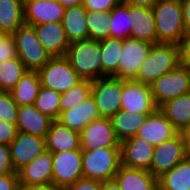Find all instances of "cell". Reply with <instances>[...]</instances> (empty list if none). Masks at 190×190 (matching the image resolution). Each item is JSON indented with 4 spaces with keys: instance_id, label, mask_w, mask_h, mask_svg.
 I'll list each match as a JSON object with an SVG mask.
<instances>
[{
    "instance_id": "8992f818",
    "label": "cell",
    "mask_w": 190,
    "mask_h": 190,
    "mask_svg": "<svg viewBox=\"0 0 190 190\" xmlns=\"http://www.w3.org/2000/svg\"><path fill=\"white\" fill-rule=\"evenodd\" d=\"M150 87L154 103L159 108L167 101L190 92L189 69L182 63L175 70L156 79Z\"/></svg>"
},
{
    "instance_id": "9c48e42d",
    "label": "cell",
    "mask_w": 190,
    "mask_h": 190,
    "mask_svg": "<svg viewBox=\"0 0 190 190\" xmlns=\"http://www.w3.org/2000/svg\"><path fill=\"white\" fill-rule=\"evenodd\" d=\"M52 182L61 188H68L83 177L82 150L52 153Z\"/></svg>"
},
{
    "instance_id": "e575fe53",
    "label": "cell",
    "mask_w": 190,
    "mask_h": 190,
    "mask_svg": "<svg viewBox=\"0 0 190 190\" xmlns=\"http://www.w3.org/2000/svg\"><path fill=\"white\" fill-rule=\"evenodd\" d=\"M61 96L62 94L57 91L41 86L33 105L42 114L47 115L53 120H58L60 116Z\"/></svg>"
},
{
    "instance_id": "c3c4849f",
    "label": "cell",
    "mask_w": 190,
    "mask_h": 190,
    "mask_svg": "<svg viewBox=\"0 0 190 190\" xmlns=\"http://www.w3.org/2000/svg\"><path fill=\"white\" fill-rule=\"evenodd\" d=\"M158 0H122L126 4L143 7V8H152Z\"/></svg>"
},
{
    "instance_id": "bcb514c9",
    "label": "cell",
    "mask_w": 190,
    "mask_h": 190,
    "mask_svg": "<svg viewBox=\"0 0 190 190\" xmlns=\"http://www.w3.org/2000/svg\"><path fill=\"white\" fill-rule=\"evenodd\" d=\"M185 33L190 31V0H181Z\"/></svg>"
},
{
    "instance_id": "2e32d148",
    "label": "cell",
    "mask_w": 190,
    "mask_h": 190,
    "mask_svg": "<svg viewBox=\"0 0 190 190\" xmlns=\"http://www.w3.org/2000/svg\"><path fill=\"white\" fill-rule=\"evenodd\" d=\"M40 43L51 58L64 57L70 45L62 22L33 25Z\"/></svg>"
},
{
    "instance_id": "f5cc1de1",
    "label": "cell",
    "mask_w": 190,
    "mask_h": 190,
    "mask_svg": "<svg viewBox=\"0 0 190 190\" xmlns=\"http://www.w3.org/2000/svg\"><path fill=\"white\" fill-rule=\"evenodd\" d=\"M183 64H185V65L188 67V69H189V74H190V63H183Z\"/></svg>"
},
{
    "instance_id": "ab89813d",
    "label": "cell",
    "mask_w": 190,
    "mask_h": 190,
    "mask_svg": "<svg viewBox=\"0 0 190 190\" xmlns=\"http://www.w3.org/2000/svg\"><path fill=\"white\" fill-rule=\"evenodd\" d=\"M17 134L18 129L16 124L0 120V144L9 146Z\"/></svg>"
},
{
    "instance_id": "7402d4cb",
    "label": "cell",
    "mask_w": 190,
    "mask_h": 190,
    "mask_svg": "<svg viewBox=\"0 0 190 190\" xmlns=\"http://www.w3.org/2000/svg\"><path fill=\"white\" fill-rule=\"evenodd\" d=\"M99 118L101 117L95 101L90 96L77 107L61 112L58 121L80 133L91 121Z\"/></svg>"
},
{
    "instance_id": "7a4b0ae2",
    "label": "cell",
    "mask_w": 190,
    "mask_h": 190,
    "mask_svg": "<svg viewBox=\"0 0 190 190\" xmlns=\"http://www.w3.org/2000/svg\"><path fill=\"white\" fill-rule=\"evenodd\" d=\"M152 11L157 43L181 45L185 34L181 0H158Z\"/></svg>"
},
{
    "instance_id": "ffe728a7",
    "label": "cell",
    "mask_w": 190,
    "mask_h": 190,
    "mask_svg": "<svg viewBox=\"0 0 190 190\" xmlns=\"http://www.w3.org/2000/svg\"><path fill=\"white\" fill-rule=\"evenodd\" d=\"M81 149L80 133L53 120L46 136V150L51 153Z\"/></svg>"
},
{
    "instance_id": "db71d44e",
    "label": "cell",
    "mask_w": 190,
    "mask_h": 190,
    "mask_svg": "<svg viewBox=\"0 0 190 190\" xmlns=\"http://www.w3.org/2000/svg\"><path fill=\"white\" fill-rule=\"evenodd\" d=\"M4 35V33L0 29V38Z\"/></svg>"
},
{
    "instance_id": "4dcf8cb0",
    "label": "cell",
    "mask_w": 190,
    "mask_h": 190,
    "mask_svg": "<svg viewBox=\"0 0 190 190\" xmlns=\"http://www.w3.org/2000/svg\"><path fill=\"white\" fill-rule=\"evenodd\" d=\"M110 38L125 40L132 33V5L120 2L110 11Z\"/></svg>"
},
{
    "instance_id": "7dc6e473",
    "label": "cell",
    "mask_w": 190,
    "mask_h": 190,
    "mask_svg": "<svg viewBox=\"0 0 190 190\" xmlns=\"http://www.w3.org/2000/svg\"><path fill=\"white\" fill-rule=\"evenodd\" d=\"M178 133L185 145L187 155L190 156V124L183 126Z\"/></svg>"
},
{
    "instance_id": "7c38bea8",
    "label": "cell",
    "mask_w": 190,
    "mask_h": 190,
    "mask_svg": "<svg viewBox=\"0 0 190 190\" xmlns=\"http://www.w3.org/2000/svg\"><path fill=\"white\" fill-rule=\"evenodd\" d=\"M81 150H94L103 147H120L110 118L91 121L80 132Z\"/></svg>"
},
{
    "instance_id": "8d00e7d4",
    "label": "cell",
    "mask_w": 190,
    "mask_h": 190,
    "mask_svg": "<svg viewBox=\"0 0 190 190\" xmlns=\"http://www.w3.org/2000/svg\"><path fill=\"white\" fill-rule=\"evenodd\" d=\"M19 106L14 102L10 92H0V120L17 123Z\"/></svg>"
},
{
    "instance_id": "484cf974",
    "label": "cell",
    "mask_w": 190,
    "mask_h": 190,
    "mask_svg": "<svg viewBox=\"0 0 190 190\" xmlns=\"http://www.w3.org/2000/svg\"><path fill=\"white\" fill-rule=\"evenodd\" d=\"M40 87L41 81L38 71L27 70L10 91V94L18 106L33 105Z\"/></svg>"
},
{
    "instance_id": "d6a6232c",
    "label": "cell",
    "mask_w": 190,
    "mask_h": 190,
    "mask_svg": "<svg viewBox=\"0 0 190 190\" xmlns=\"http://www.w3.org/2000/svg\"><path fill=\"white\" fill-rule=\"evenodd\" d=\"M28 69L18 57L0 63V89L10 92Z\"/></svg>"
},
{
    "instance_id": "f907efd6",
    "label": "cell",
    "mask_w": 190,
    "mask_h": 190,
    "mask_svg": "<svg viewBox=\"0 0 190 190\" xmlns=\"http://www.w3.org/2000/svg\"><path fill=\"white\" fill-rule=\"evenodd\" d=\"M56 1L66 8L71 6L82 5L84 0H56Z\"/></svg>"
},
{
    "instance_id": "f6af8a7d",
    "label": "cell",
    "mask_w": 190,
    "mask_h": 190,
    "mask_svg": "<svg viewBox=\"0 0 190 190\" xmlns=\"http://www.w3.org/2000/svg\"><path fill=\"white\" fill-rule=\"evenodd\" d=\"M61 187H58L56 184H34V185H20L19 190H60Z\"/></svg>"
},
{
    "instance_id": "4316f807",
    "label": "cell",
    "mask_w": 190,
    "mask_h": 190,
    "mask_svg": "<svg viewBox=\"0 0 190 190\" xmlns=\"http://www.w3.org/2000/svg\"><path fill=\"white\" fill-rule=\"evenodd\" d=\"M159 190H190V156L158 178Z\"/></svg>"
},
{
    "instance_id": "8fae6325",
    "label": "cell",
    "mask_w": 190,
    "mask_h": 190,
    "mask_svg": "<svg viewBox=\"0 0 190 190\" xmlns=\"http://www.w3.org/2000/svg\"><path fill=\"white\" fill-rule=\"evenodd\" d=\"M121 96V110L151 114L157 109L152 97L151 87L148 84L123 79Z\"/></svg>"
},
{
    "instance_id": "681fc988",
    "label": "cell",
    "mask_w": 190,
    "mask_h": 190,
    "mask_svg": "<svg viewBox=\"0 0 190 190\" xmlns=\"http://www.w3.org/2000/svg\"><path fill=\"white\" fill-rule=\"evenodd\" d=\"M101 190H122L115 179L102 182Z\"/></svg>"
},
{
    "instance_id": "4fadbf2b",
    "label": "cell",
    "mask_w": 190,
    "mask_h": 190,
    "mask_svg": "<svg viewBox=\"0 0 190 190\" xmlns=\"http://www.w3.org/2000/svg\"><path fill=\"white\" fill-rule=\"evenodd\" d=\"M152 45V43L131 37L125 39L119 59L117 78L132 80L137 75L138 69L145 61Z\"/></svg>"
},
{
    "instance_id": "83f0119b",
    "label": "cell",
    "mask_w": 190,
    "mask_h": 190,
    "mask_svg": "<svg viewBox=\"0 0 190 190\" xmlns=\"http://www.w3.org/2000/svg\"><path fill=\"white\" fill-rule=\"evenodd\" d=\"M159 110L179 131L183 126L190 124V92L167 101Z\"/></svg>"
},
{
    "instance_id": "b9f144b4",
    "label": "cell",
    "mask_w": 190,
    "mask_h": 190,
    "mask_svg": "<svg viewBox=\"0 0 190 190\" xmlns=\"http://www.w3.org/2000/svg\"><path fill=\"white\" fill-rule=\"evenodd\" d=\"M102 182L94 179L80 178L68 187L69 190H101Z\"/></svg>"
},
{
    "instance_id": "ac0fdd59",
    "label": "cell",
    "mask_w": 190,
    "mask_h": 190,
    "mask_svg": "<svg viewBox=\"0 0 190 190\" xmlns=\"http://www.w3.org/2000/svg\"><path fill=\"white\" fill-rule=\"evenodd\" d=\"M52 153L45 150L32 162L17 171L19 185L52 183Z\"/></svg>"
},
{
    "instance_id": "9a60e30c",
    "label": "cell",
    "mask_w": 190,
    "mask_h": 190,
    "mask_svg": "<svg viewBox=\"0 0 190 190\" xmlns=\"http://www.w3.org/2000/svg\"><path fill=\"white\" fill-rule=\"evenodd\" d=\"M154 147L136 135L124 139L120 142L121 165L128 168L149 170Z\"/></svg>"
},
{
    "instance_id": "1f68e13d",
    "label": "cell",
    "mask_w": 190,
    "mask_h": 190,
    "mask_svg": "<svg viewBox=\"0 0 190 190\" xmlns=\"http://www.w3.org/2000/svg\"><path fill=\"white\" fill-rule=\"evenodd\" d=\"M122 39L107 38L100 41L102 77H116L119 59L123 51Z\"/></svg>"
},
{
    "instance_id": "74e56055",
    "label": "cell",
    "mask_w": 190,
    "mask_h": 190,
    "mask_svg": "<svg viewBox=\"0 0 190 190\" xmlns=\"http://www.w3.org/2000/svg\"><path fill=\"white\" fill-rule=\"evenodd\" d=\"M16 57V43L13 35L4 34L0 38V63Z\"/></svg>"
},
{
    "instance_id": "816d5d0a",
    "label": "cell",
    "mask_w": 190,
    "mask_h": 190,
    "mask_svg": "<svg viewBox=\"0 0 190 190\" xmlns=\"http://www.w3.org/2000/svg\"><path fill=\"white\" fill-rule=\"evenodd\" d=\"M32 1H35V0H21L23 6H25L27 3H30Z\"/></svg>"
},
{
    "instance_id": "60d3db41",
    "label": "cell",
    "mask_w": 190,
    "mask_h": 190,
    "mask_svg": "<svg viewBox=\"0 0 190 190\" xmlns=\"http://www.w3.org/2000/svg\"><path fill=\"white\" fill-rule=\"evenodd\" d=\"M15 173L11 162L10 147L0 144V175Z\"/></svg>"
},
{
    "instance_id": "cb8c5ba5",
    "label": "cell",
    "mask_w": 190,
    "mask_h": 190,
    "mask_svg": "<svg viewBox=\"0 0 190 190\" xmlns=\"http://www.w3.org/2000/svg\"><path fill=\"white\" fill-rule=\"evenodd\" d=\"M84 5L66 7L62 26L70 43L89 39Z\"/></svg>"
},
{
    "instance_id": "836d02e7",
    "label": "cell",
    "mask_w": 190,
    "mask_h": 190,
    "mask_svg": "<svg viewBox=\"0 0 190 190\" xmlns=\"http://www.w3.org/2000/svg\"><path fill=\"white\" fill-rule=\"evenodd\" d=\"M110 12L87 10L86 25L89 39L101 41L110 37Z\"/></svg>"
},
{
    "instance_id": "5b68a950",
    "label": "cell",
    "mask_w": 190,
    "mask_h": 190,
    "mask_svg": "<svg viewBox=\"0 0 190 190\" xmlns=\"http://www.w3.org/2000/svg\"><path fill=\"white\" fill-rule=\"evenodd\" d=\"M17 57L28 70L38 71L51 59L40 43L33 25L24 23L13 34Z\"/></svg>"
},
{
    "instance_id": "5bb4252c",
    "label": "cell",
    "mask_w": 190,
    "mask_h": 190,
    "mask_svg": "<svg viewBox=\"0 0 190 190\" xmlns=\"http://www.w3.org/2000/svg\"><path fill=\"white\" fill-rule=\"evenodd\" d=\"M9 147L11 162L15 172H17L46 150V138L18 132Z\"/></svg>"
},
{
    "instance_id": "603a6c76",
    "label": "cell",
    "mask_w": 190,
    "mask_h": 190,
    "mask_svg": "<svg viewBox=\"0 0 190 190\" xmlns=\"http://www.w3.org/2000/svg\"><path fill=\"white\" fill-rule=\"evenodd\" d=\"M114 179L122 190H158V178L149 170L121 165Z\"/></svg>"
},
{
    "instance_id": "f35d334b",
    "label": "cell",
    "mask_w": 190,
    "mask_h": 190,
    "mask_svg": "<svg viewBox=\"0 0 190 190\" xmlns=\"http://www.w3.org/2000/svg\"><path fill=\"white\" fill-rule=\"evenodd\" d=\"M122 0H84L83 5L89 11L110 12Z\"/></svg>"
},
{
    "instance_id": "3957f363",
    "label": "cell",
    "mask_w": 190,
    "mask_h": 190,
    "mask_svg": "<svg viewBox=\"0 0 190 190\" xmlns=\"http://www.w3.org/2000/svg\"><path fill=\"white\" fill-rule=\"evenodd\" d=\"M82 80L102 77L100 41L86 39L70 43L64 56Z\"/></svg>"
},
{
    "instance_id": "d4e9b609",
    "label": "cell",
    "mask_w": 190,
    "mask_h": 190,
    "mask_svg": "<svg viewBox=\"0 0 190 190\" xmlns=\"http://www.w3.org/2000/svg\"><path fill=\"white\" fill-rule=\"evenodd\" d=\"M131 38L156 44L157 35L152 8L132 6Z\"/></svg>"
},
{
    "instance_id": "6da1fadb",
    "label": "cell",
    "mask_w": 190,
    "mask_h": 190,
    "mask_svg": "<svg viewBox=\"0 0 190 190\" xmlns=\"http://www.w3.org/2000/svg\"><path fill=\"white\" fill-rule=\"evenodd\" d=\"M180 64H182L180 45L156 43L150 48L145 61L132 80L151 85L156 79L175 70Z\"/></svg>"
},
{
    "instance_id": "277c9868",
    "label": "cell",
    "mask_w": 190,
    "mask_h": 190,
    "mask_svg": "<svg viewBox=\"0 0 190 190\" xmlns=\"http://www.w3.org/2000/svg\"><path fill=\"white\" fill-rule=\"evenodd\" d=\"M121 166L120 147L82 150L83 177L101 182L115 178Z\"/></svg>"
},
{
    "instance_id": "7bdbcfd3",
    "label": "cell",
    "mask_w": 190,
    "mask_h": 190,
    "mask_svg": "<svg viewBox=\"0 0 190 190\" xmlns=\"http://www.w3.org/2000/svg\"><path fill=\"white\" fill-rule=\"evenodd\" d=\"M17 172L0 175V190H19Z\"/></svg>"
},
{
    "instance_id": "11a10c76",
    "label": "cell",
    "mask_w": 190,
    "mask_h": 190,
    "mask_svg": "<svg viewBox=\"0 0 190 190\" xmlns=\"http://www.w3.org/2000/svg\"><path fill=\"white\" fill-rule=\"evenodd\" d=\"M60 190H69L68 188H61Z\"/></svg>"
},
{
    "instance_id": "d590c367",
    "label": "cell",
    "mask_w": 190,
    "mask_h": 190,
    "mask_svg": "<svg viewBox=\"0 0 190 190\" xmlns=\"http://www.w3.org/2000/svg\"><path fill=\"white\" fill-rule=\"evenodd\" d=\"M92 81L81 80L70 90L64 92L60 100V113L77 107L91 96Z\"/></svg>"
},
{
    "instance_id": "e0dca14e",
    "label": "cell",
    "mask_w": 190,
    "mask_h": 190,
    "mask_svg": "<svg viewBox=\"0 0 190 190\" xmlns=\"http://www.w3.org/2000/svg\"><path fill=\"white\" fill-rule=\"evenodd\" d=\"M177 133L178 130L157 108L147 116L136 136L156 146L174 137Z\"/></svg>"
},
{
    "instance_id": "d6986e66",
    "label": "cell",
    "mask_w": 190,
    "mask_h": 190,
    "mask_svg": "<svg viewBox=\"0 0 190 190\" xmlns=\"http://www.w3.org/2000/svg\"><path fill=\"white\" fill-rule=\"evenodd\" d=\"M65 7L56 0H35L24 6V22L39 25L49 22H62Z\"/></svg>"
},
{
    "instance_id": "ba28073f",
    "label": "cell",
    "mask_w": 190,
    "mask_h": 190,
    "mask_svg": "<svg viewBox=\"0 0 190 190\" xmlns=\"http://www.w3.org/2000/svg\"><path fill=\"white\" fill-rule=\"evenodd\" d=\"M38 74L42 87L60 94L70 90L82 80L65 57L51 58L44 67L38 70Z\"/></svg>"
},
{
    "instance_id": "f546056e",
    "label": "cell",
    "mask_w": 190,
    "mask_h": 190,
    "mask_svg": "<svg viewBox=\"0 0 190 190\" xmlns=\"http://www.w3.org/2000/svg\"><path fill=\"white\" fill-rule=\"evenodd\" d=\"M148 115L125 110L117 112L111 118L116 138L121 142L128 137L137 135Z\"/></svg>"
},
{
    "instance_id": "ee69618b",
    "label": "cell",
    "mask_w": 190,
    "mask_h": 190,
    "mask_svg": "<svg viewBox=\"0 0 190 190\" xmlns=\"http://www.w3.org/2000/svg\"><path fill=\"white\" fill-rule=\"evenodd\" d=\"M180 50L182 63H190V31L184 34Z\"/></svg>"
},
{
    "instance_id": "52a82bcc",
    "label": "cell",
    "mask_w": 190,
    "mask_h": 190,
    "mask_svg": "<svg viewBox=\"0 0 190 190\" xmlns=\"http://www.w3.org/2000/svg\"><path fill=\"white\" fill-rule=\"evenodd\" d=\"M122 91L123 79L106 76L92 81L91 96L100 117L111 119L121 110Z\"/></svg>"
},
{
    "instance_id": "44dd1931",
    "label": "cell",
    "mask_w": 190,
    "mask_h": 190,
    "mask_svg": "<svg viewBox=\"0 0 190 190\" xmlns=\"http://www.w3.org/2000/svg\"><path fill=\"white\" fill-rule=\"evenodd\" d=\"M53 119L42 114L34 105L19 106L17 129L24 132L46 138Z\"/></svg>"
},
{
    "instance_id": "30bf717a",
    "label": "cell",
    "mask_w": 190,
    "mask_h": 190,
    "mask_svg": "<svg viewBox=\"0 0 190 190\" xmlns=\"http://www.w3.org/2000/svg\"><path fill=\"white\" fill-rule=\"evenodd\" d=\"M187 156L185 145L177 133L174 137L154 147L149 171L153 176L159 178Z\"/></svg>"
},
{
    "instance_id": "f1b7e54d",
    "label": "cell",
    "mask_w": 190,
    "mask_h": 190,
    "mask_svg": "<svg viewBox=\"0 0 190 190\" xmlns=\"http://www.w3.org/2000/svg\"><path fill=\"white\" fill-rule=\"evenodd\" d=\"M24 22V6L21 0H0V29L12 35Z\"/></svg>"
}]
</instances>
